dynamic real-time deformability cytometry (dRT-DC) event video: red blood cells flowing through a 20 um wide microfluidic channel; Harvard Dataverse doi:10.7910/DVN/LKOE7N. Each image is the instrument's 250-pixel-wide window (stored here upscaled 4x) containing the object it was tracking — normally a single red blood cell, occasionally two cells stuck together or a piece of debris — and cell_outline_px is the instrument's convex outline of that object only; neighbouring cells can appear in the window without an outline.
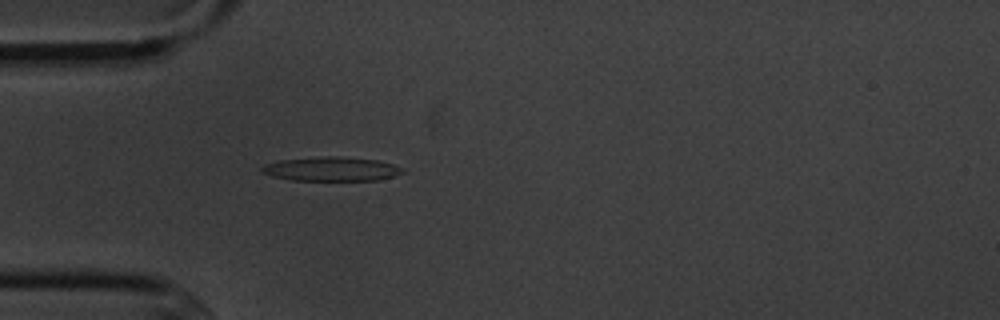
{"species": "common noctule bat (a hibernating species)", "species_latin": "Nyctalus noctula", "temperature_condition": "cold", "stored_images_in_passage": 1, "camera_frame_rate_fps": 3000, "um_per_image_px": 0.085, "animal": {"sex": "male", "body_mass_g": 20.1, "forearm_length_mm": 53.5}, "frame": {"image": 1, "passage_image": 1, "time_ms": 0.0, "image_size_px": [1000, 320], "cell_outline_px": [[404, 172], [392, 176], [376, 180], [292, 180], [272, 176], [264, 172], [260, 168], [264, 164], [280, 160], [324, 156], [340, 156], [376, 160], [392, 164], [404, 168]], "centroid_in_image_um": [28.16, 14.36], "position_along_channel_um": 56.8, "area_um2": 19.59}}